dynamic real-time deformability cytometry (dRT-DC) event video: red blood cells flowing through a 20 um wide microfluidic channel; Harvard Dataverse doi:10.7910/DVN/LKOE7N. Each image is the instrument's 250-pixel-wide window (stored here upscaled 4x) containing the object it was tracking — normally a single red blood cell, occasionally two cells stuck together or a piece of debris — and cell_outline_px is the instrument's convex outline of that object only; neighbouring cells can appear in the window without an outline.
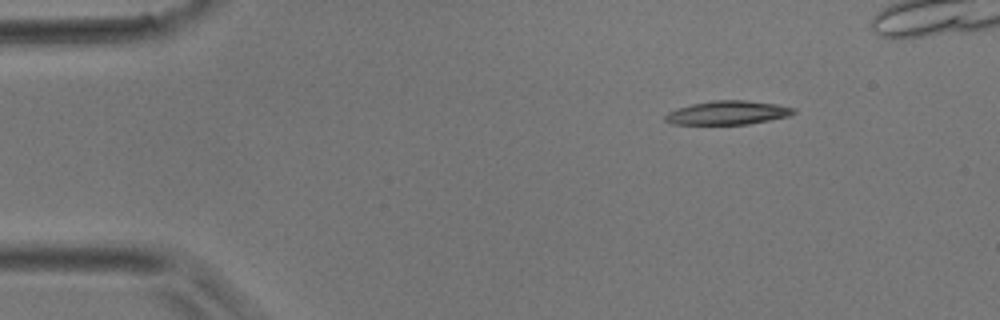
{"species": "common noctule bat (a hibernating species)", "species_latin": "Nyctalus noctula", "temperature_condition": "room temperature", "stored_images_in_passage": 4, "camera_frame_rate_fps": 3000, "um_per_image_px": 0.085, "animal": {"sex": "male", "body_mass_g": 17.9}, "frame": {"image": 1, "passage_image": 1, "time_ms": 0.0, "image_size_px": [1000, 320], "cell_outline_px": [[796, 112], [788, 116], [748, 124], [672, 124], [664, 120], [664, 116], [668, 112], [692, 104], [712, 100], [744, 100], [776, 104], [796, 108]], "centroid_in_image_um": [61.86, 9.58], "position_along_channel_um": 23.1, "area_um2": 17.63}}